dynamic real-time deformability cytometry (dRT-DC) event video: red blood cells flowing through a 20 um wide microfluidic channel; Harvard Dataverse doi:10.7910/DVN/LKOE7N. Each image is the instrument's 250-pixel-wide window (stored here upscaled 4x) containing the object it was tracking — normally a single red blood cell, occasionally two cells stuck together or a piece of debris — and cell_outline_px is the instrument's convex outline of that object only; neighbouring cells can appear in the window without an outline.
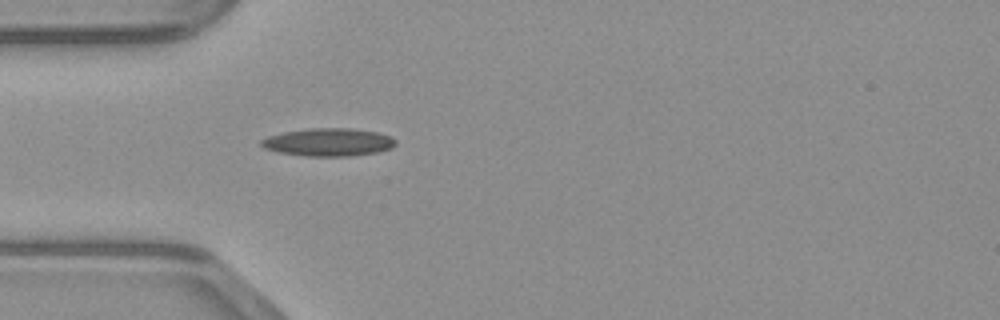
{"species": "common noctule bat (a hibernating species)", "species_latin": "Nyctalus noctula", "temperature_condition": "warm", "stored_images_in_passage": 47, "camera_frame_rate_fps": 3000, "um_per_image_px": 0.085, "animal": {"sex": "male", "body_mass_g": 23.1, "forearm_length_mm": 52.7}, "frame": {"image": 1, "passage_image": 13, "time_ms": 4.0, "image_size_px": [1000, 320], "cell_outline_px": [[396, 144], [392, 148], [376, 152], [348, 156], [304, 156], [276, 152], [264, 148], [260, 144], [260, 140], [268, 136], [284, 132], [308, 128], [348, 128], [380, 132], [392, 136], [396, 140]], "centroid_in_image_um": [27.92, 12.08], "position_along_channel_um": 57.1, "area_um2": 22.02}}
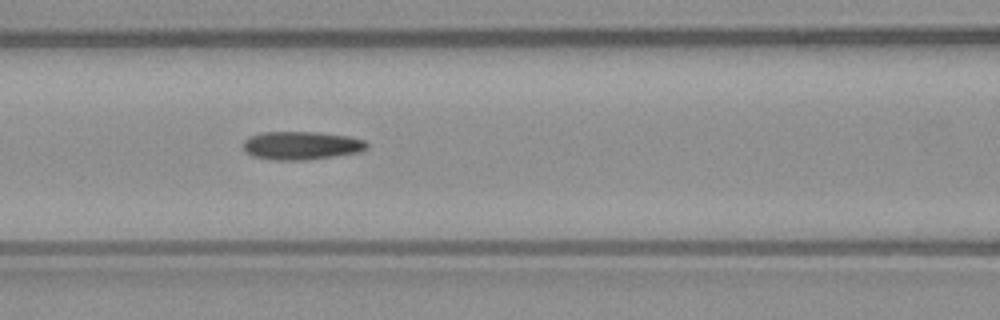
{"frame": {"image": 2, "passage_image": 19, "time_ms": 6.0, "image_size_px": [1000, 320], "cell_outline_px": [[368, 148], [360, 152], [336, 156], [308, 160], [272, 160], [252, 156], [244, 148], [244, 140], [248, 136], [260, 132], [316, 132], [348, 136], [364, 140], [368, 144]], "centroid_in_image_um": [25.62, 12.37], "position_along_channel_um": 141.0, "area_um2": 20.52}}
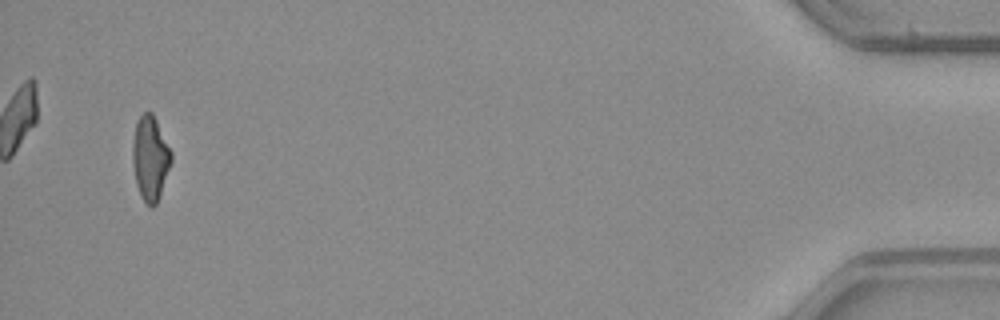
{"frame": {"image": 3, "passage_image": 45, "time_ms": 14.667, "image_size_px": [1000, 320], "cell_outline_px": [[172, 160], [156, 204], [152, 208], [144, 200], [136, 184], [132, 164], [132, 140], [136, 120], [144, 112], [152, 112], [172, 152]], "centroid_in_image_um": [12.75, 13.4], "position_along_channel_um": 422.5, "area_um2": 18.9}}